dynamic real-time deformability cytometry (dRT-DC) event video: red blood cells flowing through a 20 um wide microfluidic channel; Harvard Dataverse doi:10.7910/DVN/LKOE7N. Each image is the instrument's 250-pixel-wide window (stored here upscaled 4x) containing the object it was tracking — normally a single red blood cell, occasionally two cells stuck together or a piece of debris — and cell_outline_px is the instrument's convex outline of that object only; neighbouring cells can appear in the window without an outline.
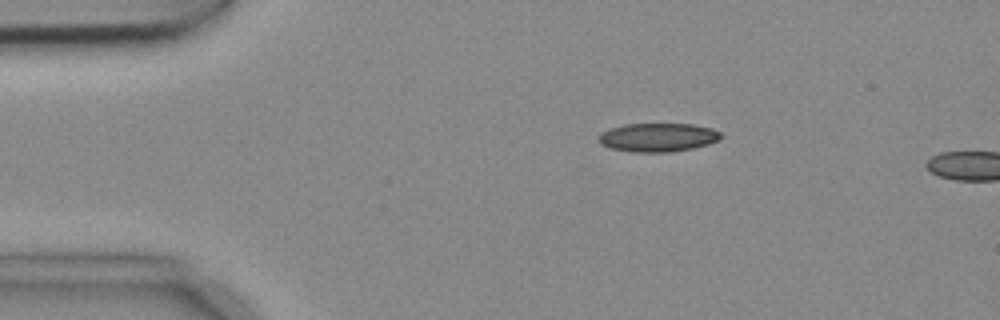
{"species": "common noctule bat (a hibernating species)", "species_latin": "Nyctalus noctula", "temperature_condition": "cold", "stored_images_in_passage": 4, "camera_frame_rate_fps": 3000, "um_per_image_px": 0.085, "animal": {"sex": "female", "body_mass_g": 18.4}, "frame": {"image": 1, "passage_image": 3, "time_ms": 0.667, "image_size_px": [1000, 320], "cell_outline_px": [[720, 140], [708, 144], [692, 148], [668, 152], [632, 152], [612, 148], [600, 144], [596, 140], [596, 136], [600, 132], [608, 128], [624, 124], [692, 124], [712, 128], [720, 132]], "centroid_in_image_um": [55.85, 11.67], "position_along_channel_um": 29.1, "area_um2": 20.58}}